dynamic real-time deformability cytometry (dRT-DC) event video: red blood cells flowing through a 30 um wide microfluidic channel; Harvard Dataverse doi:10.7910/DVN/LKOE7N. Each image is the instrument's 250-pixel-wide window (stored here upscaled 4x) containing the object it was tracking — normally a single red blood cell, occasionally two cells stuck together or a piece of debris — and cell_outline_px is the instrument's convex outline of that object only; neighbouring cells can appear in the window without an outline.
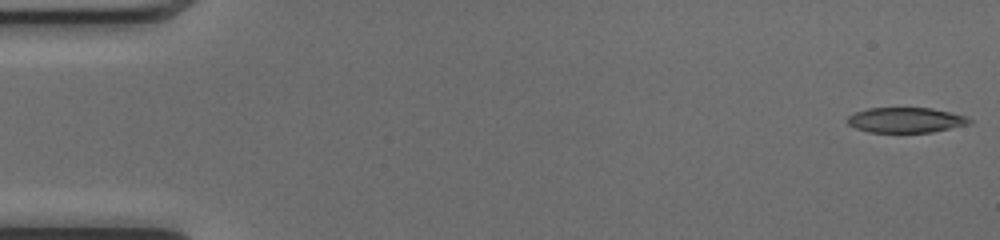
{"species": "common noctule bat (a hibernating species)", "species_latin": "Nyctalus noctula", "temperature_condition": "cold", "stored_images_in_passage": 46, "camera_frame_rate_fps": 3000, "um_per_image_px": 0.085, "animal": {"sex": "female", "body_mass_g": 17.0, "forearm_length_mm": 48.0}, "frame": {"image": 1, "passage_image": 1, "time_ms": 0.0, "image_size_px": [1000, 240], "cell_outline_px": [[972, 124], [932, 132], [868, 132], [856, 128], [848, 124], [844, 120], [848, 116], [856, 112], [868, 108], [932, 108], [968, 116], [972, 120]], "centroid_in_image_um": [77.02, 10.2], "position_along_channel_um": 8.0, "area_um2": 18.09}}
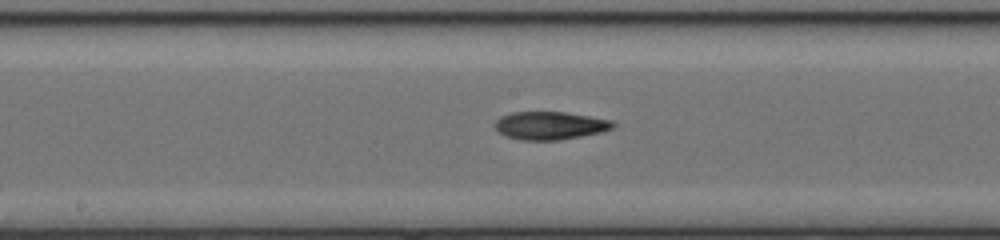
{"frame": {"image": 2, "passage_image": 26, "time_ms": 8.333, "image_size_px": [1000, 240], "cell_outline_px": [[616, 124], [612, 128], [600, 132], [560, 140], [520, 140], [504, 136], [492, 124], [500, 116], [512, 112], [564, 112], [612, 120]], "centroid_in_image_um": [46.7, 10.67], "position_along_channel_um": 201.5, "area_um2": 19.25}}
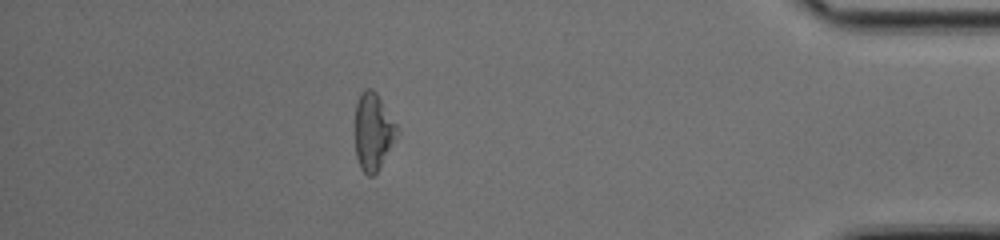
{"frame": {"image": 3, "passage_image": 44, "time_ms": 14.333, "image_size_px": [1000, 240], "cell_outline_px": [[400, 132], [380, 168], [372, 176], [368, 176], [360, 168], [356, 156], [356, 100], [360, 92], [364, 88], [372, 88], [376, 92], [396, 124]], "centroid_in_image_um": [31.73, 11.18], "position_along_channel_um": 403.5, "area_um2": 18.96}, "authors_computed_cell_mechanics": {"area_um2": 18.785, "velocity_mm_per_s": 4.1416, "shape_relaxation_time_tau1_ms": null, "shape_relaxation_time_tau2_ms": 7.6197, "deformation_change_tau1": null, "deformation_change_tau2": 0.2003}}